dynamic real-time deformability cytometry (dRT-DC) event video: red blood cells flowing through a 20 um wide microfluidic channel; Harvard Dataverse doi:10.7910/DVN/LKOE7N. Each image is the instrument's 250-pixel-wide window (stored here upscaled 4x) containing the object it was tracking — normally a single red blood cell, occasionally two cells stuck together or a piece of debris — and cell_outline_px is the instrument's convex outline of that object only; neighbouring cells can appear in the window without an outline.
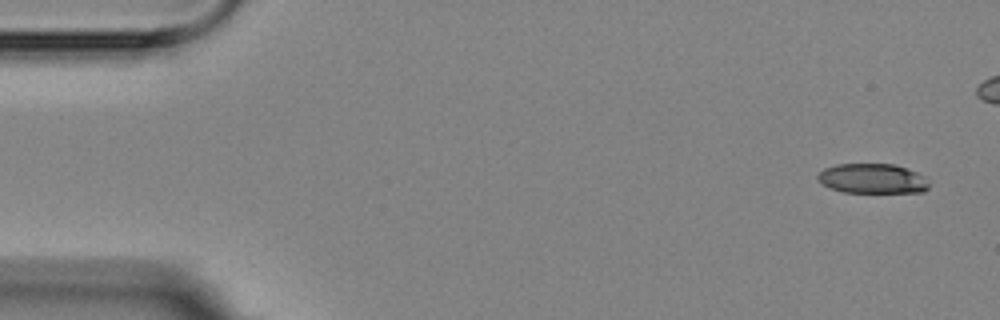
{"species": "Egyptian fruit bat (a non-hibernating species)", "species_latin": "Rousettus aegyptiacus", "temperature_condition": "room temperature", "stored_images_in_passage": 4, "camera_frame_rate_fps": 3000, "um_per_image_px": 0.085, "animal": {"sex": "female"}, "frame": {"image": 1, "passage_image": 1, "time_ms": 0.0, "image_size_px": [1000, 320], "cell_outline_px": [[928, 188], [924, 192], [844, 192], [832, 188], [816, 180], [816, 176], [824, 168], [836, 164], [896, 164], [908, 168], [924, 176], [928, 180]], "centroid_in_image_um": [74.17, 15.17], "position_along_channel_um": 10.8, "area_um2": 19.36}}